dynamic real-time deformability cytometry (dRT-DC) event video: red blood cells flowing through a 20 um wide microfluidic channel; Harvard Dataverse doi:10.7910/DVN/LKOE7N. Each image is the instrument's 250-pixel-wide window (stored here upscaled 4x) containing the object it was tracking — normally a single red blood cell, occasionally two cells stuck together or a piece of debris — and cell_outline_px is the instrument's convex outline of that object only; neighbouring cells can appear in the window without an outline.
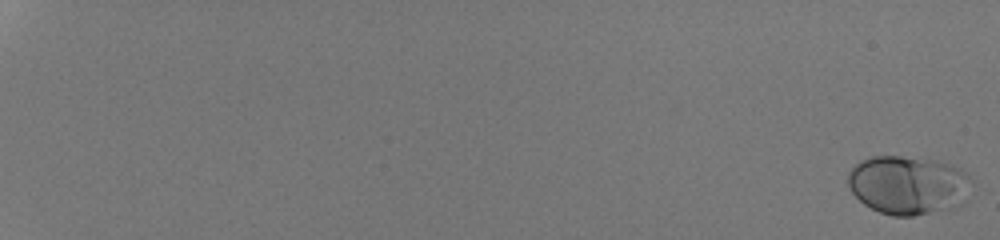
{"species": "human", "species_latin": "Homo sapiens", "temperature_condition": "room temperature", "stored_images_in_passage": 54, "camera_frame_rate_fps": 3000, "um_per_image_px": 0.085, "donor": {"sex": "male"}, "frame": {"image": 1, "passage_image": 1, "time_ms": 0.0, "image_size_px": [1000, 240], "cell_outline_px": [[972, 180], [940, 208], [928, 212], [912, 216], [892, 216], [880, 212], [864, 204], [852, 192], [848, 184], [848, 172], [860, 160], [872, 156], [900, 156], [936, 160], [960, 168]], "centroid_in_image_um": [76.95, 15.65], "position_along_channel_um": 8.1, "area_um2": 39.94}}
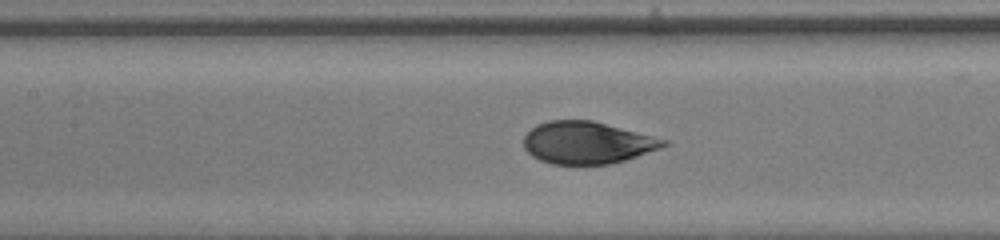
{"frame": {"image": 2, "passage_image": 31, "time_ms": 10.0, "image_size_px": [1000, 240], "cell_outline_px": [[668, 144], [660, 148], [612, 164], [552, 164], [540, 160], [532, 156], [524, 148], [524, 136], [536, 124], [548, 120], [592, 120], [668, 140]], "centroid_in_image_um": [49.88, 12.12], "position_along_channel_um": 157.5, "area_um2": 34.22}}
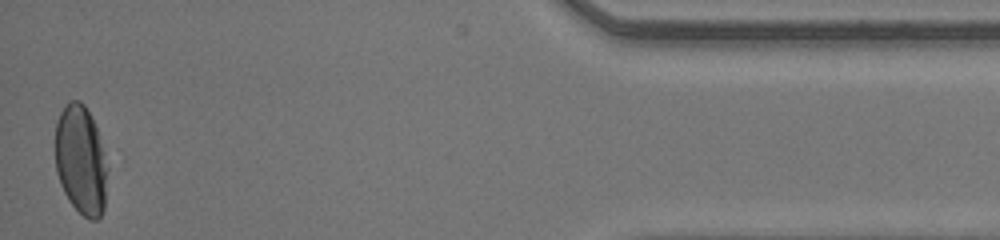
{"frame": {"image": 3, "passage_image": 54, "time_ms": 17.667, "image_size_px": [1000, 240], "cell_outline_px": [[108, 168], [104, 208], [100, 216], [96, 220], [88, 220], [68, 200], [60, 184], [56, 172], [56, 120], [60, 112], [72, 100], [80, 100], [84, 104], [96, 128], [104, 152]], "centroid_in_image_um": [6.88, 13.64], "position_along_channel_um": 428.3, "area_um2": 33.12}, "authors_computed_cell_mechanics": {"area_um2": 36.5874, "velocity_mm_per_s": 4.2509, "shape_relaxation_time_tau1_ms": 3.5015, "shape_relaxation_time_tau2_ms": null, "deformation_change_tau1": 0.1351, "deformation_change_tau2": null}}